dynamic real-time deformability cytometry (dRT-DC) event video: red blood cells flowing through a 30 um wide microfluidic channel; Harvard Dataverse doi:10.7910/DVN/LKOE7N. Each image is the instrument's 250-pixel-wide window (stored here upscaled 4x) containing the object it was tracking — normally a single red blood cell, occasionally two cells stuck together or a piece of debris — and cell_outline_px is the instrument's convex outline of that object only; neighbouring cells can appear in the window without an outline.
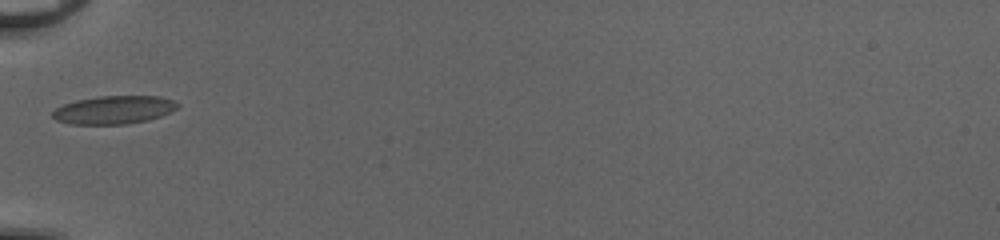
{"species": "common noctule bat (a hibernating species)", "species_latin": "Nyctalus noctula", "temperature_condition": "cold", "stored_images_in_passage": 30, "camera_frame_rate_fps": 3000, "um_per_image_px": 0.085, "animal": {"sex": "female", "body_mass_g": 20.0, "forearm_length_mm": 54.0}, "frame": {"image": 1, "passage_image": 1, "time_ms": 0.0, "image_size_px": [1000, 240], "cell_outline_px": [[180, 104], [176, 108], [160, 116], [148, 120], [128, 124], [72, 124], [56, 120], [52, 116], [52, 112], [56, 108], [64, 104], [76, 100], [100, 96], [160, 96], [172, 100]], "centroid_in_image_um": [9.67, 9.34], "position_along_channel_um": 75.3, "area_um2": 20.4}}
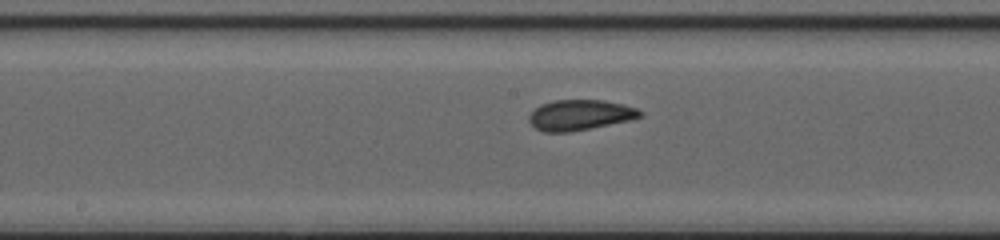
{"frame": {"image": 2, "passage_image": 10, "time_ms": 3.0, "image_size_px": [1000, 240], "cell_outline_px": [[644, 116], [632, 120], [568, 132], [544, 132], [536, 128], [528, 120], [528, 116], [540, 104], [556, 100], [604, 100], [624, 104], [636, 108], [644, 112]], "centroid_in_image_um": [49.34, 9.77], "position_along_channel_um": 198.9, "area_um2": 19.77}}
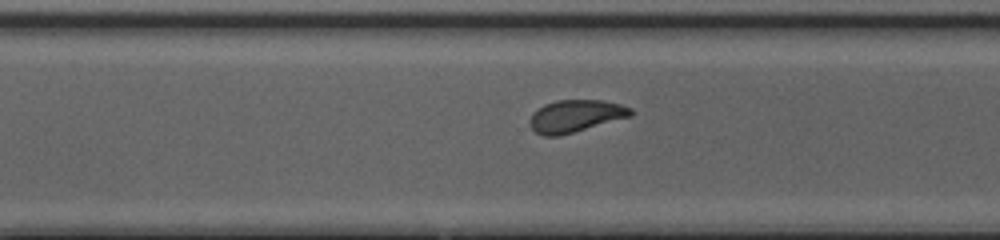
{"frame": {"image": 3, "passage_image": 19, "time_ms": 6.0, "image_size_px": [1000, 240], "cell_outline_px": [[636, 112], [632, 116], [560, 136], [544, 136], [536, 132], [528, 124], [528, 120], [532, 112], [544, 104], [556, 100], [604, 100], [620, 104], [632, 108]], "centroid_in_image_um": [48.92, 9.86], "position_along_channel_um": 321.7, "area_um2": 19.31}, "authors_computed_cell_mechanics": {"area_um2": 18.9295, "velocity_mm_per_s": 4.1104, "shape_relaxation_time_tau1_ms": 2.3918, "shape_relaxation_time_tau2_ms": 1.1564, "deformation_change_tau1": 0.1225, "deformation_change_tau2": 0.0757}}